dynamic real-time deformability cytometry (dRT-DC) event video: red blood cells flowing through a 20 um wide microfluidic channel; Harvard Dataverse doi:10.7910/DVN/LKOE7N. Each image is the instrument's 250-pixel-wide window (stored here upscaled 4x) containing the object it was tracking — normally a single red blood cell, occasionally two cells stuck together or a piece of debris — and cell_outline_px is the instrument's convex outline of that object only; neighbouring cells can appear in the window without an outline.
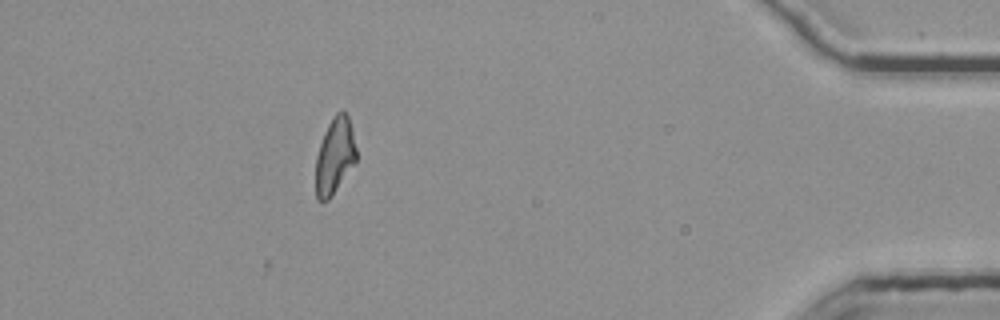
{"species": "common noctule bat (a hibernating species)", "species_latin": "Nyctalus noctula", "temperature_condition": "room temperature", "stored_images_in_passage": 36, "camera_frame_rate_fps": 3000, "um_per_image_px": 0.085, "animal": {"sex": "female", "body_mass_g": 25.1}, "frame": {"image": 1, "passage_image": 36, "time_ms": 11.667, "image_size_px": [1000, 320], "cell_outline_px": [[356, 164], [332, 196], [328, 200], [316, 200], [316, 156], [324, 132], [332, 116], [336, 112], [344, 112], [348, 116], [352, 128], [356, 148]], "centroid_in_image_um": [28.47, 13.27], "position_along_channel_um": 406.7, "area_um2": 18.21}}